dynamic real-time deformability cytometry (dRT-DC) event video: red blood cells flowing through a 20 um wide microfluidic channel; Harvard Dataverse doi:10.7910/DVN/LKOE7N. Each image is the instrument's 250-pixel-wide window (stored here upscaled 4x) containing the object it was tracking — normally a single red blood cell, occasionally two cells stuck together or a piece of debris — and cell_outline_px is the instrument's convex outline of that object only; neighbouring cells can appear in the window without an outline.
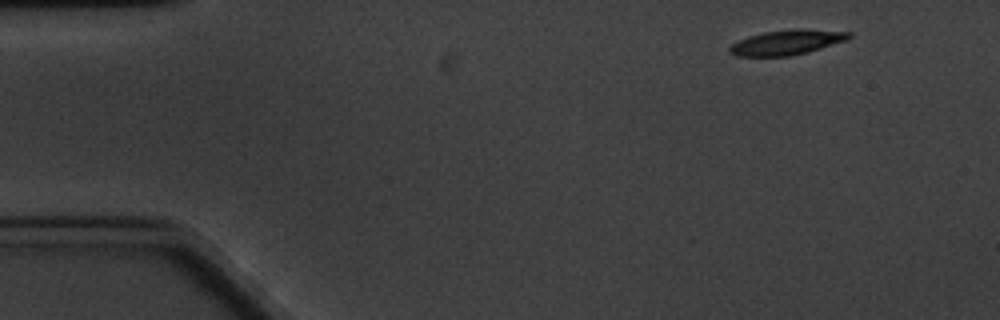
{"species": "common noctule bat (a hibernating species)", "species_latin": "Nyctalus noctula", "temperature_condition": "cold", "stored_images_in_passage": 5, "segment_of_instrument_passage": [1, 2], "camera_frame_rate_fps": 3000, "um_per_image_px": 0.085, "animal": {"sex": "male", "body_mass_g": 20.1, "forearm_length_mm": 53.5}, "frame": {"image": 1, "passage_image": 1, "time_ms": 0.0, "image_size_px": [1000, 320], "cell_outline_px": [[852, 36], [848, 40], [808, 52], [792, 56], [736, 56], [728, 52], [728, 48], [732, 44], [748, 36], [764, 32], [796, 28], [800, 28], [852, 32]], "centroid_in_image_um": [66.91, 3.59], "position_along_channel_um": 18.1, "area_um2": 17.51}}
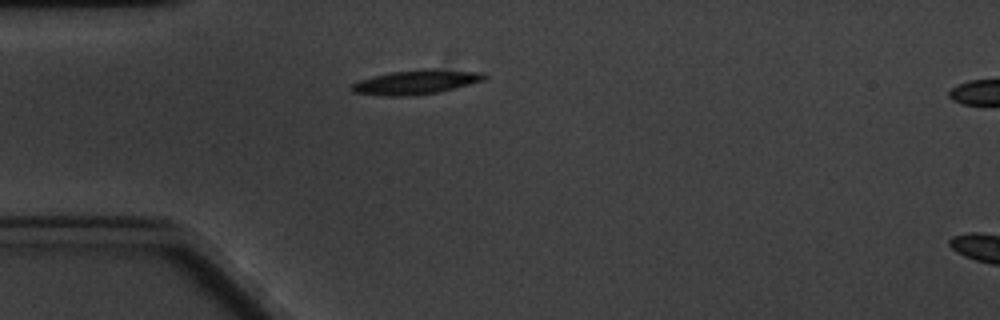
{"frame": {"image": 2, "passage_image": 4, "time_ms": 3.333, "image_size_px": [1000, 320], "cell_outline_px": [[488, 76], [484, 80], [436, 92], [412, 96], [384, 96], [352, 92], [348, 88], [352, 84], [360, 80], [372, 76], [392, 72], [424, 68], [432, 68], [484, 72]], "centroid_in_image_um": [35.34, 6.96], "position_along_channel_um": 49.7, "area_um2": 18.9}}